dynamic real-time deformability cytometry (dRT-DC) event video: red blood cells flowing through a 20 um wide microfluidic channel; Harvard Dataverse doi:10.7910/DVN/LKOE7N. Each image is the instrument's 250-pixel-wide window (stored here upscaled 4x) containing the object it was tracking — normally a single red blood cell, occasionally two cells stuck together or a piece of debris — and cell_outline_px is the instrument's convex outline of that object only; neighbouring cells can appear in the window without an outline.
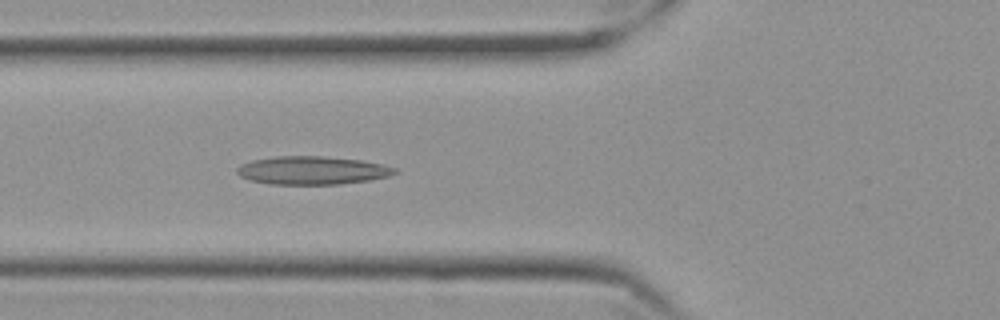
{"species": "Egyptian fruit bat (a non-hibernating species)", "species_latin": "Rousettus aegyptiacus", "temperature_condition": "cold", "stored_images_in_passage": 35, "camera_frame_rate_fps": 3000, "um_per_image_px": 0.085, "frame": {"image": 1, "passage_image": 3, "time_ms": 0.667, "image_size_px": [1000, 320], "cell_outline_px": [[400, 172], [388, 176], [368, 180], [340, 184], [268, 184], [248, 180], [240, 176], [236, 172], [236, 168], [240, 164], [252, 160], [276, 156], [324, 156], [360, 160], [384, 164], [396, 168]], "centroid_in_image_um": [26.52, 14.48], "position_along_channel_um": 99.3, "area_um2": 26.13}}
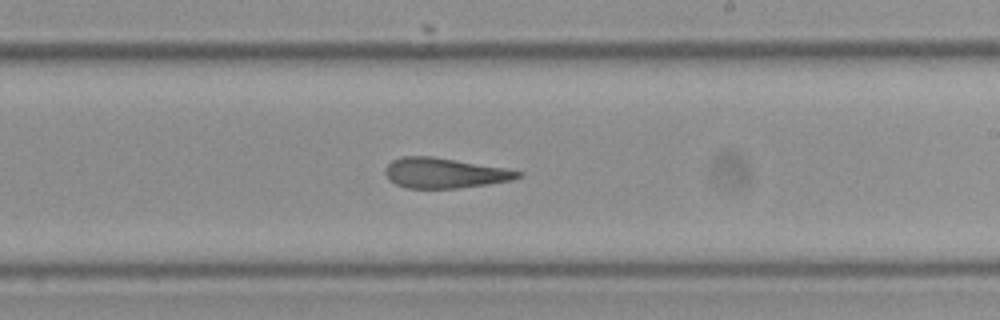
{"frame": {"image": 2, "passage_image": 16, "time_ms": 5.0, "image_size_px": [1000, 320], "cell_outline_px": [[524, 172], [520, 176], [512, 180], [488, 184], [456, 188], [404, 188], [388, 180], [384, 172], [384, 168], [392, 160], [404, 156], [432, 156], [504, 168]], "centroid_in_image_um": [37.73, 14.71], "position_along_channel_um": 251.3, "area_um2": 23.29}}
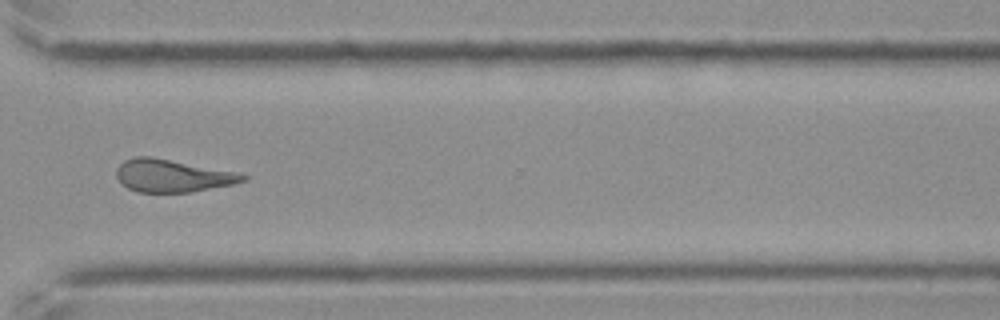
{"frame": {"image": 3, "passage_image": 25, "time_ms": 8.0, "image_size_px": [1000, 320], "cell_outline_px": [[248, 180], [232, 184], [192, 192], [136, 192], [120, 184], [116, 176], [116, 168], [124, 160], [136, 156], [152, 156], [232, 172], [248, 176]], "centroid_in_image_um": [14.57, 14.94], "position_along_channel_um": 356.0, "area_um2": 23.87}}